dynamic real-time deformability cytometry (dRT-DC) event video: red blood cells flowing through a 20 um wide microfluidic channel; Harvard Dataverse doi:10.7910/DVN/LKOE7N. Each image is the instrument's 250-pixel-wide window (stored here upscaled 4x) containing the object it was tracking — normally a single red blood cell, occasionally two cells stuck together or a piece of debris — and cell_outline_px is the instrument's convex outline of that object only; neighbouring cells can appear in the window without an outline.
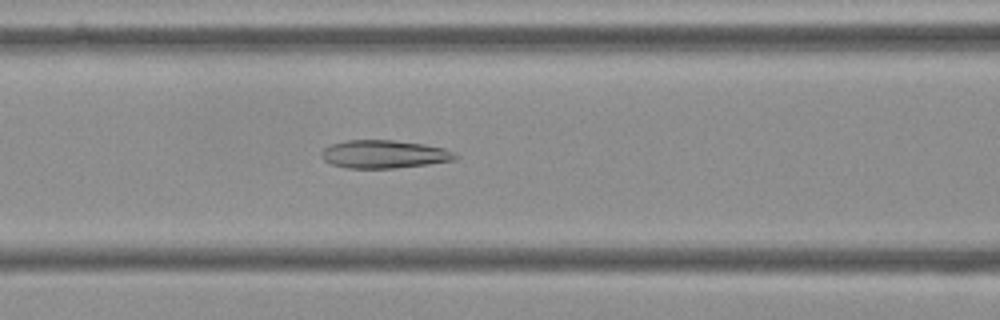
{"species": "Egyptian fruit bat (a non-hibernating species)", "species_latin": "Rousettus aegyptiacus", "temperature_condition": "cold", "stored_images_in_passage": 56, "camera_frame_rate_fps": 3000, "um_per_image_px": 0.085, "frame": {"image": 1, "passage_image": 23, "time_ms": 7.333, "image_size_px": [1000, 320], "cell_outline_px": [[460, 156], [456, 160], [428, 164], [396, 168], [344, 168], [332, 164], [324, 160], [320, 156], [320, 152], [324, 148], [332, 144], [348, 140], [392, 140], [424, 144], [444, 148]], "centroid_in_image_um": [32.65, 13.11], "position_along_channel_um": 134.0, "area_um2": 21.96}}
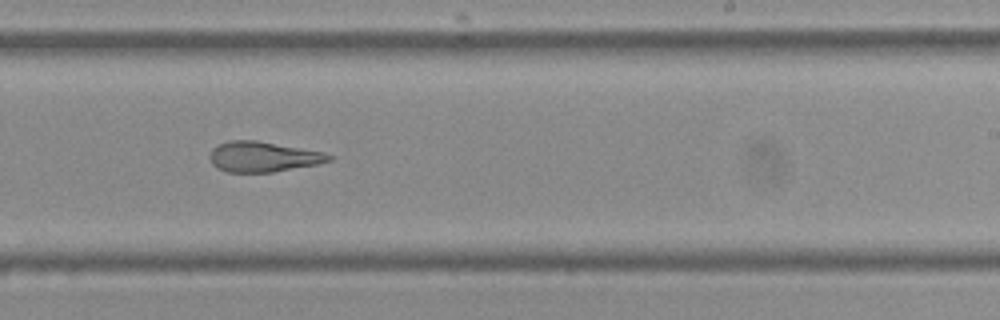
{"frame": {"image": 2, "passage_image": 34, "time_ms": 11.0, "image_size_px": [1000, 320], "cell_outline_px": [[332, 160], [316, 164], [272, 172], [228, 172], [216, 168], [212, 164], [208, 156], [212, 148], [216, 144], [228, 140], [256, 140], [324, 152], [332, 156]], "centroid_in_image_um": [22.29, 13.31], "position_along_channel_um": 266.7, "area_um2": 21.1}}
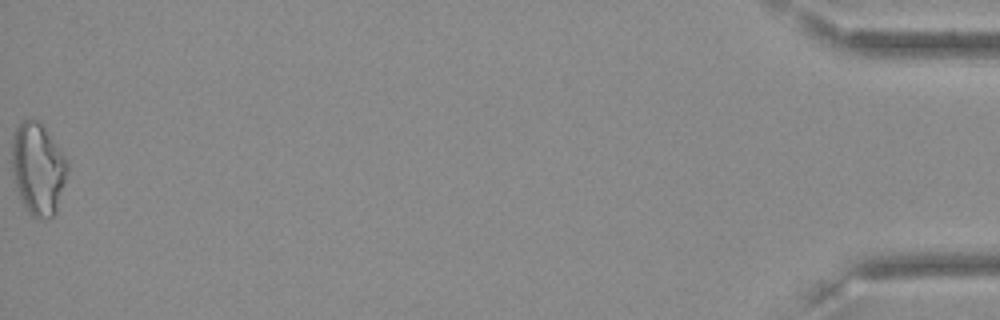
{"frame": {"image": 3, "passage_image": 56, "time_ms": 18.333, "image_size_px": [1000, 320], "cell_outline_px": [[68, 168], [56, 212], [48, 220], [32, 216], [24, 208], [20, 200], [16, 188], [12, 172], [12, 136], [16, 128], [24, 120], [36, 120], [44, 128], [64, 156], [68, 164]], "centroid_in_image_um": [3.2, 14.4], "position_along_channel_um": 432.0, "area_um2": 29.42}, "authors_computed_cell_mechanics": {"area_um2": 23.7558, "velocity_mm_per_s": 3.6181, "shape_relaxation_time_tau1_ms": null, "shape_relaxation_time_tau2_ms": 3.0853, "deformation_change_tau1": null, "deformation_change_tau2": 0.1172}}